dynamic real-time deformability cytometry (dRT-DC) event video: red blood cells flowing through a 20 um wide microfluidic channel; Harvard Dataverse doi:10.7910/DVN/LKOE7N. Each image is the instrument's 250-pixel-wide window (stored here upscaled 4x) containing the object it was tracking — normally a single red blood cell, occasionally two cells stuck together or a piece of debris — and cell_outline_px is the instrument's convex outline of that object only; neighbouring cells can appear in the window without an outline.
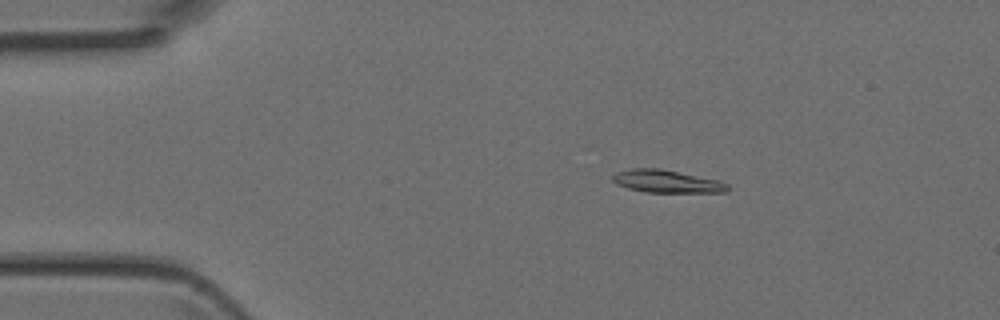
{"species": "Egyptian fruit bat (a non-hibernating species)", "species_latin": "Rousettus aegyptiacus", "temperature_condition": "room temperature", "stored_images_in_passage": 5, "camera_frame_rate_fps": 3000, "um_per_image_px": 0.085, "animal": {"sex": "female"}, "frame": {"image": 1, "passage_image": 3, "time_ms": 0.667, "image_size_px": [1000, 320], "cell_outline_px": [[728, 188], [724, 192], [648, 192], [628, 188], [616, 184], [612, 180], [612, 176], [616, 172], [632, 168], [660, 168], [720, 180], [728, 184]], "centroid_in_image_um": [56.66, 15.4], "position_along_channel_um": 28.3, "area_um2": 15.14}}